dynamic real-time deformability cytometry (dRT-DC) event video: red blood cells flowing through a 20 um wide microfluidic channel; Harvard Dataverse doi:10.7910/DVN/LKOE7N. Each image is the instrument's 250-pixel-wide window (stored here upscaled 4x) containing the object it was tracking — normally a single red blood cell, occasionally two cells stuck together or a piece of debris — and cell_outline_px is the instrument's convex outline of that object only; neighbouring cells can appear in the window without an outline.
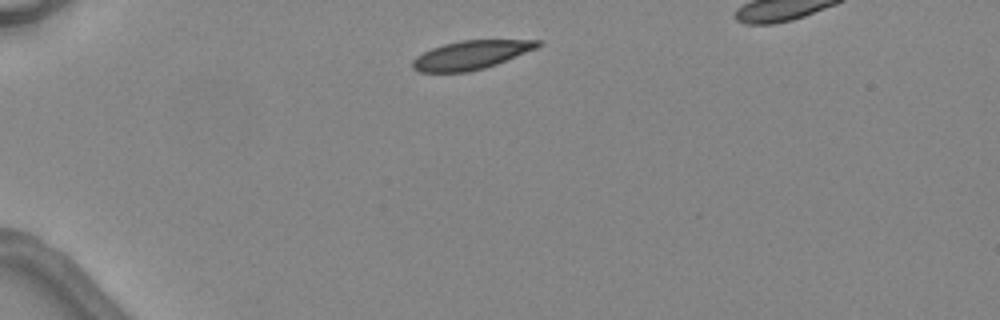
{"species": "common noctule bat (a hibernating species)", "species_latin": "Nyctalus noctula", "temperature_condition": "warm", "stored_images_in_passage": 3, "segment_of_instrument_passage": [1, 2], "camera_frame_rate_fps": 3000, "um_per_image_px": 0.085, "animal": {"sex": "female", "body_mass_g": 24.6, "forearm_length_mm": 56.2}, "frame": {"image": 1, "passage_image": 1, "time_ms": 0.0, "image_size_px": [1000, 320], "cell_outline_px": [[544, 44], [536, 48], [496, 64], [484, 68], [468, 72], [420, 72], [412, 68], [412, 60], [416, 56], [432, 48], [444, 44], [460, 40], [540, 40]], "centroid_in_image_um": [40.02, 4.67], "position_along_channel_um": 45.0, "area_um2": 20.81}}